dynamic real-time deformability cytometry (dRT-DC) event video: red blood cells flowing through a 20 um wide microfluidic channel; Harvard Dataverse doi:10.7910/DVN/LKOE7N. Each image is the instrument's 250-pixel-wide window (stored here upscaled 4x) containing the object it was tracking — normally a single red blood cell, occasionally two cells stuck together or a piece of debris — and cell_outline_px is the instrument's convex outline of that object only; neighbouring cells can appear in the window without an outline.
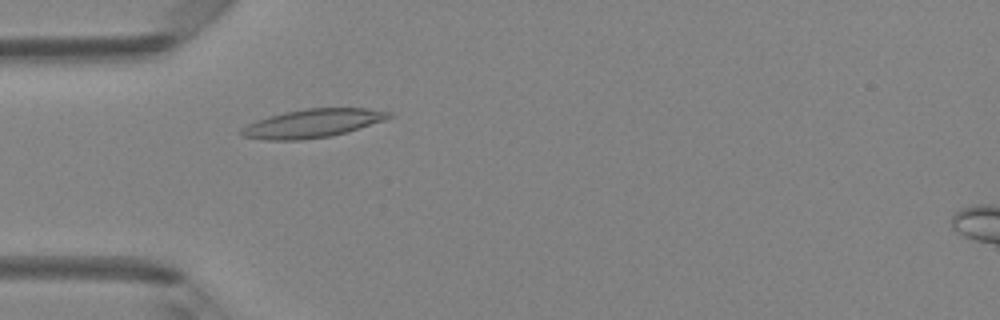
{"species": "Egyptian fruit bat (a non-hibernating species)", "species_latin": "Rousettus aegyptiacus", "temperature_condition": "room temperature", "stored_images_in_passage": 48, "camera_frame_rate_fps": 3000, "um_per_image_px": 0.085, "animal": {"sex": "female"}, "frame": {"image": 1, "passage_image": 14, "time_ms": 4.333, "image_size_px": [1000, 320], "cell_outline_px": [[392, 116], [384, 120], [348, 132], [332, 136], [300, 140], [268, 140], [240, 136], [240, 128], [256, 120], [268, 116], [284, 112], [308, 108], [364, 108], [392, 112]], "centroid_in_image_um": [26.54, 10.49], "position_along_channel_um": 58.5, "area_um2": 24.51}}
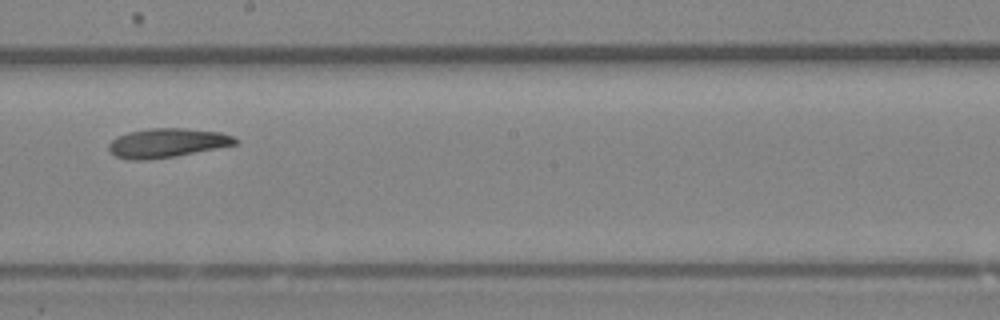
{"frame": {"image": 2, "passage_image": 27, "time_ms": 8.667, "image_size_px": [1000, 320], "cell_outline_px": [[240, 140], [236, 144], [176, 156], [148, 160], [128, 160], [116, 156], [108, 152], [108, 144], [116, 136], [128, 132], [152, 128], [184, 128], [220, 132], [232, 136]], "centroid_in_image_um": [14.15, 12.15], "position_along_channel_um": 234.0, "area_um2": 21.56}}
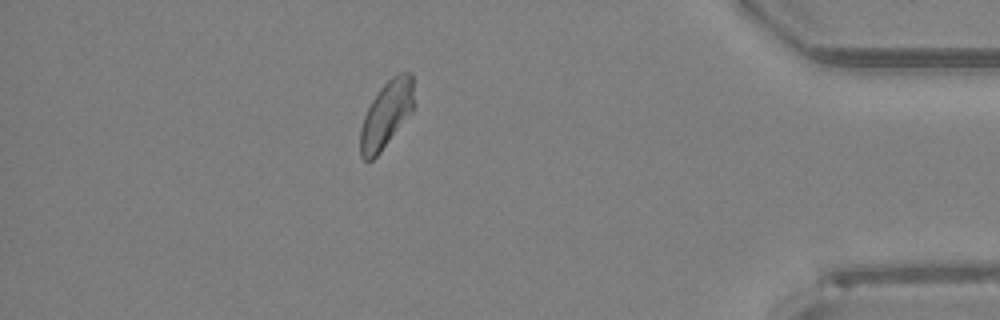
{"frame": {"image": 3, "passage_image": 42, "time_ms": 13.667, "image_size_px": [1000, 320], "cell_outline_px": [[412, 112], [380, 152], [372, 160], [364, 160], [360, 156], [360, 128], [364, 116], [372, 100], [380, 88], [392, 76], [400, 72], [412, 72]], "centroid_in_image_um": [32.81, 9.73], "position_along_channel_um": 402.4, "area_um2": 20.52}}